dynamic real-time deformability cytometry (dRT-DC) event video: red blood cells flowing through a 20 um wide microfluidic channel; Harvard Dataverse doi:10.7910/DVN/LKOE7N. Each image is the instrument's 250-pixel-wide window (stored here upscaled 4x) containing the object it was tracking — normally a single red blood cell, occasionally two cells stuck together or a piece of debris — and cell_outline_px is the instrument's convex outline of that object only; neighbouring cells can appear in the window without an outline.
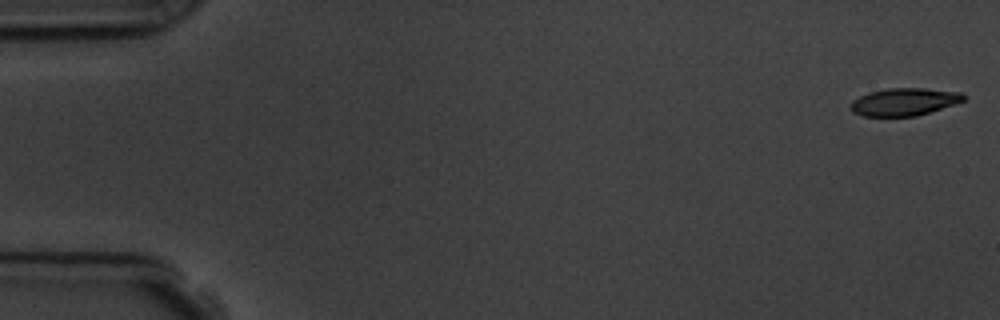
{"species": "common noctule bat (a hibernating species)", "species_latin": "Nyctalus noctula", "temperature_condition": "room temperature", "stored_images_in_passage": 5, "camera_frame_rate_fps": 3000, "um_per_image_px": 0.085, "animal": {"sex": "male", "body_mass_g": 19.5, "forearm_length_mm": 54.6}, "frame": {"image": 1, "passage_image": 1, "time_ms": 0.0, "image_size_px": [1000, 320], "cell_outline_px": [[964, 100], [956, 104], [916, 116], [864, 116], [852, 112], [852, 100], [868, 92], [888, 88], [924, 88], [960, 92], [964, 96]], "centroid_in_image_um": [76.86, 8.65], "position_along_channel_um": 8.1, "area_um2": 18.03}}